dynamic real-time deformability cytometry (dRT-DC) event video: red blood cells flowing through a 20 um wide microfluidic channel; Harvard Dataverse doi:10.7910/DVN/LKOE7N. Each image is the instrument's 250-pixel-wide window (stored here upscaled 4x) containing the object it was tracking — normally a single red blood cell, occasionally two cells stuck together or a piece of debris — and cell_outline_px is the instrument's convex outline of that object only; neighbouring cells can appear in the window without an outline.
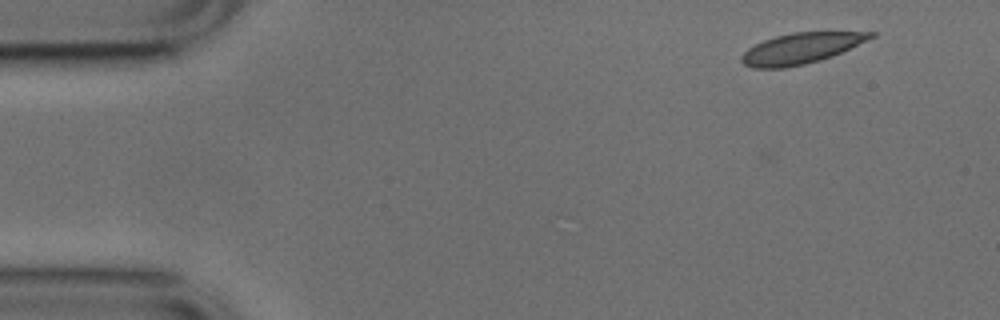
{"species": "common noctule bat (a hibernating species)", "species_latin": "Nyctalus noctula", "temperature_condition": "cold", "stored_images_in_passage": 5, "camera_frame_rate_fps": 3000, "um_per_image_px": 0.085, "animal": {"sex": "male", "body_mass_g": 17.9, "forearm_length_mm": 54.2}, "frame": {"image": 1, "passage_image": 1, "time_ms": 0.0, "image_size_px": [1000, 320], "cell_outline_px": [[876, 36], [868, 40], [832, 56], [820, 60], [804, 64], [784, 68], [752, 68], [744, 64], [740, 60], [740, 56], [748, 48], [764, 40], [776, 36], [792, 32], [876, 32]], "centroid_in_image_um": [68.07, 4.11], "position_along_channel_um": 16.9, "area_um2": 23.0}}